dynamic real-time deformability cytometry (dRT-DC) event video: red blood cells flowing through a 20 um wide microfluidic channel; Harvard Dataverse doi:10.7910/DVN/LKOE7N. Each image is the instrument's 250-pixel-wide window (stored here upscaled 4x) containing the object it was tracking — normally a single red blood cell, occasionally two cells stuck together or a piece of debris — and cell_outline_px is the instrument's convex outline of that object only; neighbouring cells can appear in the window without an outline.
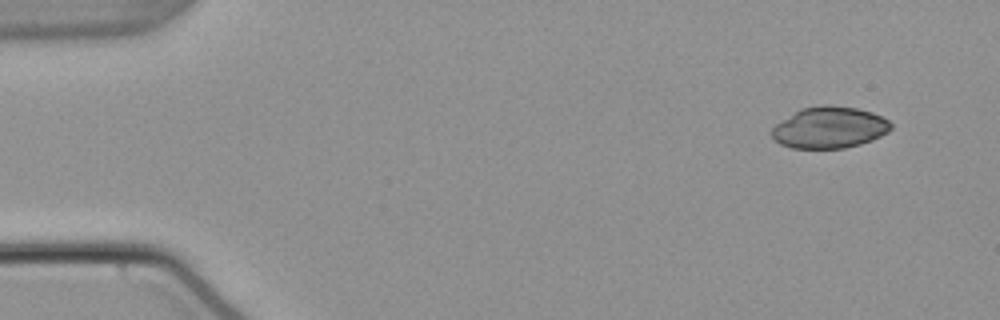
{"species": "common noctule bat (a hibernating species)", "species_latin": "Nyctalus noctula", "temperature_condition": "warm", "stored_images_in_passage": 51, "camera_frame_rate_fps": 3000, "um_per_image_px": 0.085, "animal": {"sex": "male", "body_mass_g": 21.5, "forearm_length_mm": 52.0}, "frame": {"image": 1, "passage_image": 1, "time_ms": 0.0, "image_size_px": [1000, 320], "cell_outline_px": [[892, 128], [888, 132], [872, 140], [860, 144], [844, 148], [792, 148], [780, 144], [772, 136], [772, 128], [776, 124], [800, 108], [824, 104], [828, 104], [856, 108], [872, 112], [888, 120], [892, 124]], "centroid_in_image_um": [70.51, 10.83], "position_along_channel_um": 14.5, "area_um2": 28.78}}
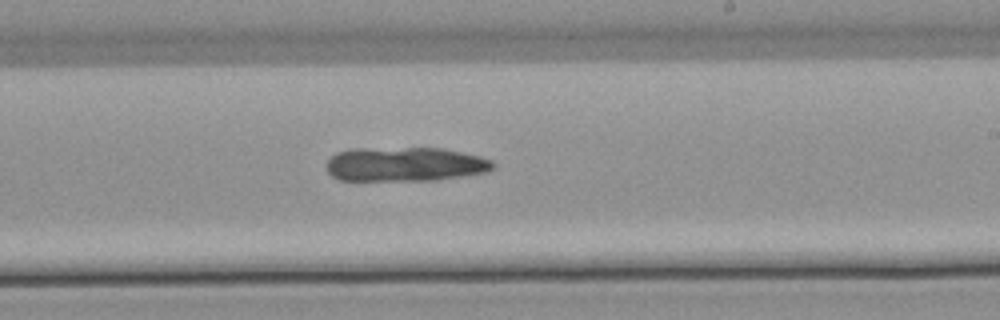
{"frame": {"image": 2, "passage_image": 29, "time_ms": 9.333, "image_size_px": [1000, 320], "cell_outline_px": [[496, 168], [488, 172], [436, 180], [340, 180], [332, 176], [324, 168], [324, 164], [328, 156], [336, 152], [352, 148], [444, 148], [480, 156], [492, 160], [496, 164]], "centroid_in_image_um": [34.4, 13.95], "position_along_channel_um": 254.6, "area_um2": 33.87}}
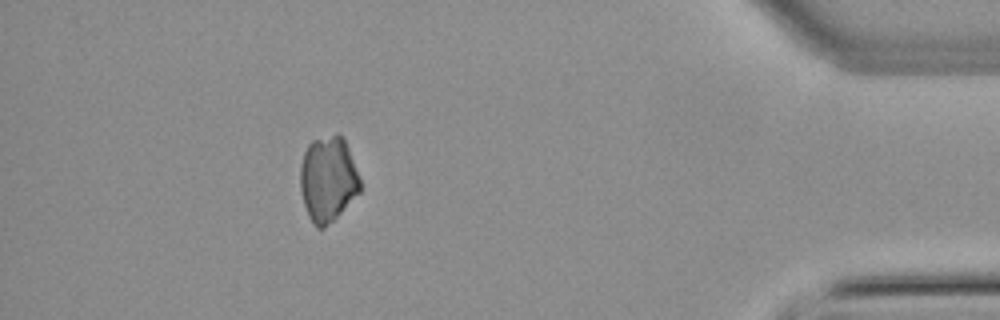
{"frame": {"image": 3, "passage_image": 45, "time_ms": 14.667, "image_size_px": [1000, 320], "cell_outline_px": [[360, 192], [324, 228], [316, 228], [308, 216], [304, 204], [300, 188], [300, 164], [304, 152], [308, 144], [312, 140], [336, 132], [340, 132], [344, 136], [360, 176]], "centroid_in_image_um": [27.88, 15.16], "position_along_channel_um": 407.3, "area_um2": 30.11}}